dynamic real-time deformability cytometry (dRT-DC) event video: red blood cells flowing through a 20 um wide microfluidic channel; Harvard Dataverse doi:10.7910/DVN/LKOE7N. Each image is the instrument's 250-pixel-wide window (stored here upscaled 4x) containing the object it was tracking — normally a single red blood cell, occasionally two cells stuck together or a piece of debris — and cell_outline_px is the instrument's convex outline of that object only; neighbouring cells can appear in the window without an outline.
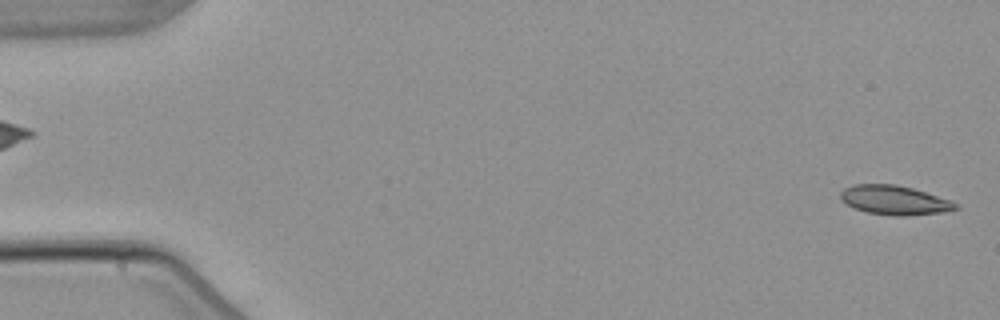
{"species": "common noctule bat (a hibernating species)", "species_latin": "Nyctalus noctula", "temperature_condition": "warm", "stored_images_in_passage": 4, "camera_frame_rate_fps": 3000, "um_per_image_px": 0.085, "animal": {"sex": "male", "body_mass_g": 21.5, "forearm_length_mm": 52.0}, "frame": {"image": 1, "passage_image": 1, "time_ms": 0.0, "image_size_px": [1000, 320], "cell_outline_px": [[960, 208], [944, 212], [908, 216], [896, 216], [868, 212], [852, 208], [840, 196], [840, 192], [844, 188], [856, 184], [892, 184], [912, 188], [952, 200]], "centroid_in_image_um": [76.06, 17.02], "position_along_channel_um": 8.9, "area_um2": 19.54}}